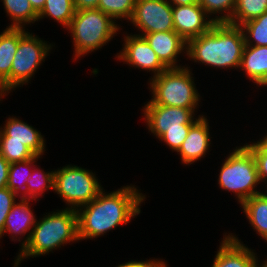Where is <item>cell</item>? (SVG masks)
<instances>
[{
  "mask_svg": "<svg viewBox=\"0 0 267 267\" xmlns=\"http://www.w3.org/2000/svg\"><path fill=\"white\" fill-rule=\"evenodd\" d=\"M172 6H186L194 3H198L199 0H168Z\"/></svg>",
  "mask_w": 267,
  "mask_h": 267,
  "instance_id": "36",
  "label": "cell"
},
{
  "mask_svg": "<svg viewBox=\"0 0 267 267\" xmlns=\"http://www.w3.org/2000/svg\"><path fill=\"white\" fill-rule=\"evenodd\" d=\"M192 124H182V128L167 129L158 139L164 141L172 151H178L187 137Z\"/></svg>",
  "mask_w": 267,
  "mask_h": 267,
  "instance_id": "30",
  "label": "cell"
},
{
  "mask_svg": "<svg viewBox=\"0 0 267 267\" xmlns=\"http://www.w3.org/2000/svg\"><path fill=\"white\" fill-rule=\"evenodd\" d=\"M119 25L100 9L77 10L67 28L74 43V58L102 48L117 31Z\"/></svg>",
  "mask_w": 267,
  "mask_h": 267,
  "instance_id": "4",
  "label": "cell"
},
{
  "mask_svg": "<svg viewBox=\"0 0 267 267\" xmlns=\"http://www.w3.org/2000/svg\"><path fill=\"white\" fill-rule=\"evenodd\" d=\"M262 145H264L265 147H267V135L265 137H263L262 139H260L259 141Z\"/></svg>",
  "mask_w": 267,
  "mask_h": 267,
  "instance_id": "39",
  "label": "cell"
},
{
  "mask_svg": "<svg viewBox=\"0 0 267 267\" xmlns=\"http://www.w3.org/2000/svg\"><path fill=\"white\" fill-rule=\"evenodd\" d=\"M192 75L190 69L183 66L167 68L159 75L151 77V101L163 106L197 109L200 95Z\"/></svg>",
  "mask_w": 267,
  "mask_h": 267,
  "instance_id": "5",
  "label": "cell"
},
{
  "mask_svg": "<svg viewBox=\"0 0 267 267\" xmlns=\"http://www.w3.org/2000/svg\"><path fill=\"white\" fill-rule=\"evenodd\" d=\"M135 186H124L105 194L102 190L89 204L77 211L78 239H93L127 224L140 213L145 195Z\"/></svg>",
  "mask_w": 267,
  "mask_h": 267,
  "instance_id": "1",
  "label": "cell"
},
{
  "mask_svg": "<svg viewBox=\"0 0 267 267\" xmlns=\"http://www.w3.org/2000/svg\"><path fill=\"white\" fill-rule=\"evenodd\" d=\"M52 46L25 31V28H19V44L11 67V90L28 83L42 61H45Z\"/></svg>",
  "mask_w": 267,
  "mask_h": 267,
  "instance_id": "8",
  "label": "cell"
},
{
  "mask_svg": "<svg viewBox=\"0 0 267 267\" xmlns=\"http://www.w3.org/2000/svg\"><path fill=\"white\" fill-rule=\"evenodd\" d=\"M75 12L74 0H46L43 9L38 14V20L45 16L51 17L67 29Z\"/></svg>",
  "mask_w": 267,
  "mask_h": 267,
  "instance_id": "23",
  "label": "cell"
},
{
  "mask_svg": "<svg viewBox=\"0 0 267 267\" xmlns=\"http://www.w3.org/2000/svg\"><path fill=\"white\" fill-rule=\"evenodd\" d=\"M96 178L92 171L67 165L55 170L53 191L69 206L66 208L77 210L89 204L103 190Z\"/></svg>",
  "mask_w": 267,
  "mask_h": 267,
  "instance_id": "7",
  "label": "cell"
},
{
  "mask_svg": "<svg viewBox=\"0 0 267 267\" xmlns=\"http://www.w3.org/2000/svg\"><path fill=\"white\" fill-rule=\"evenodd\" d=\"M38 158L41 157L39 155H36L35 157L29 160L10 163L7 188H9L14 194L20 197V199H26V185L28 181V176L32 174V166H35L34 163Z\"/></svg>",
  "mask_w": 267,
  "mask_h": 267,
  "instance_id": "21",
  "label": "cell"
},
{
  "mask_svg": "<svg viewBox=\"0 0 267 267\" xmlns=\"http://www.w3.org/2000/svg\"><path fill=\"white\" fill-rule=\"evenodd\" d=\"M17 195L14 194L9 188L5 187L0 189V236L4 230V223L11 208L16 203Z\"/></svg>",
  "mask_w": 267,
  "mask_h": 267,
  "instance_id": "32",
  "label": "cell"
},
{
  "mask_svg": "<svg viewBox=\"0 0 267 267\" xmlns=\"http://www.w3.org/2000/svg\"><path fill=\"white\" fill-rule=\"evenodd\" d=\"M240 207L253 229L267 242V194L254 195L245 200Z\"/></svg>",
  "mask_w": 267,
  "mask_h": 267,
  "instance_id": "20",
  "label": "cell"
},
{
  "mask_svg": "<svg viewBox=\"0 0 267 267\" xmlns=\"http://www.w3.org/2000/svg\"><path fill=\"white\" fill-rule=\"evenodd\" d=\"M143 37L167 68L182 67L177 64V57L186 51L187 42L174 30L144 34Z\"/></svg>",
  "mask_w": 267,
  "mask_h": 267,
  "instance_id": "15",
  "label": "cell"
},
{
  "mask_svg": "<svg viewBox=\"0 0 267 267\" xmlns=\"http://www.w3.org/2000/svg\"><path fill=\"white\" fill-rule=\"evenodd\" d=\"M198 3L208 15L221 13L222 16L213 18L215 22H228L235 11L236 0H199Z\"/></svg>",
  "mask_w": 267,
  "mask_h": 267,
  "instance_id": "29",
  "label": "cell"
},
{
  "mask_svg": "<svg viewBox=\"0 0 267 267\" xmlns=\"http://www.w3.org/2000/svg\"><path fill=\"white\" fill-rule=\"evenodd\" d=\"M256 254L232 235L223 237L212 267H255Z\"/></svg>",
  "mask_w": 267,
  "mask_h": 267,
  "instance_id": "14",
  "label": "cell"
},
{
  "mask_svg": "<svg viewBox=\"0 0 267 267\" xmlns=\"http://www.w3.org/2000/svg\"><path fill=\"white\" fill-rule=\"evenodd\" d=\"M10 163L0 154V189L7 187Z\"/></svg>",
  "mask_w": 267,
  "mask_h": 267,
  "instance_id": "34",
  "label": "cell"
},
{
  "mask_svg": "<svg viewBox=\"0 0 267 267\" xmlns=\"http://www.w3.org/2000/svg\"><path fill=\"white\" fill-rule=\"evenodd\" d=\"M116 267H167L166 262L160 261L158 259H152L147 261H128L126 263L120 264Z\"/></svg>",
  "mask_w": 267,
  "mask_h": 267,
  "instance_id": "33",
  "label": "cell"
},
{
  "mask_svg": "<svg viewBox=\"0 0 267 267\" xmlns=\"http://www.w3.org/2000/svg\"><path fill=\"white\" fill-rule=\"evenodd\" d=\"M54 173L55 171L44 172V170L36 169L34 166L32 174L28 176L26 199L37 201L36 199L45 190L54 189Z\"/></svg>",
  "mask_w": 267,
  "mask_h": 267,
  "instance_id": "26",
  "label": "cell"
},
{
  "mask_svg": "<svg viewBox=\"0 0 267 267\" xmlns=\"http://www.w3.org/2000/svg\"><path fill=\"white\" fill-rule=\"evenodd\" d=\"M218 184L221 189L234 192L240 204L261 193L255 189L260 184L256 161L245 145L228 155L220 169Z\"/></svg>",
  "mask_w": 267,
  "mask_h": 267,
  "instance_id": "6",
  "label": "cell"
},
{
  "mask_svg": "<svg viewBox=\"0 0 267 267\" xmlns=\"http://www.w3.org/2000/svg\"><path fill=\"white\" fill-rule=\"evenodd\" d=\"M136 0H99L97 9L115 19L128 20L131 18Z\"/></svg>",
  "mask_w": 267,
  "mask_h": 267,
  "instance_id": "28",
  "label": "cell"
},
{
  "mask_svg": "<svg viewBox=\"0 0 267 267\" xmlns=\"http://www.w3.org/2000/svg\"><path fill=\"white\" fill-rule=\"evenodd\" d=\"M124 39V47L116 58L135 68L153 71V77L167 69L143 36L130 34Z\"/></svg>",
  "mask_w": 267,
  "mask_h": 267,
  "instance_id": "11",
  "label": "cell"
},
{
  "mask_svg": "<svg viewBox=\"0 0 267 267\" xmlns=\"http://www.w3.org/2000/svg\"><path fill=\"white\" fill-rule=\"evenodd\" d=\"M265 12H267V0H236L235 11L227 23L241 26Z\"/></svg>",
  "mask_w": 267,
  "mask_h": 267,
  "instance_id": "24",
  "label": "cell"
},
{
  "mask_svg": "<svg viewBox=\"0 0 267 267\" xmlns=\"http://www.w3.org/2000/svg\"><path fill=\"white\" fill-rule=\"evenodd\" d=\"M6 95H7V92L3 89L2 84L0 83V98L2 99V97Z\"/></svg>",
  "mask_w": 267,
  "mask_h": 267,
  "instance_id": "38",
  "label": "cell"
},
{
  "mask_svg": "<svg viewBox=\"0 0 267 267\" xmlns=\"http://www.w3.org/2000/svg\"><path fill=\"white\" fill-rule=\"evenodd\" d=\"M12 24L8 27L24 28L25 25L38 21V14L29 0H1Z\"/></svg>",
  "mask_w": 267,
  "mask_h": 267,
  "instance_id": "22",
  "label": "cell"
},
{
  "mask_svg": "<svg viewBox=\"0 0 267 267\" xmlns=\"http://www.w3.org/2000/svg\"><path fill=\"white\" fill-rule=\"evenodd\" d=\"M144 106L147 128L156 138L167 129L182 128V124H193L198 119L194 117L195 109L158 105L151 100Z\"/></svg>",
  "mask_w": 267,
  "mask_h": 267,
  "instance_id": "10",
  "label": "cell"
},
{
  "mask_svg": "<svg viewBox=\"0 0 267 267\" xmlns=\"http://www.w3.org/2000/svg\"><path fill=\"white\" fill-rule=\"evenodd\" d=\"M240 69L258 86H267V46L245 45Z\"/></svg>",
  "mask_w": 267,
  "mask_h": 267,
  "instance_id": "18",
  "label": "cell"
},
{
  "mask_svg": "<svg viewBox=\"0 0 267 267\" xmlns=\"http://www.w3.org/2000/svg\"><path fill=\"white\" fill-rule=\"evenodd\" d=\"M257 265H258V266H257ZM255 267H267V260L264 261V263H262V265H260V266H259V264H258V260H256Z\"/></svg>",
  "mask_w": 267,
  "mask_h": 267,
  "instance_id": "40",
  "label": "cell"
},
{
  "mask_svg": "<svg viewBox=\"0 0 267 267\" xmlns=\"http://www.w3.org/2000/svg\"><path fill=\"white\" fill-rule=\"evenodd\" d=\"M245 46L243 30L227 22H216L209 31L187 41L188 58L216 68H240Z\"/></svg>",
  "mask_w": 267,
  "mask_h": 267,
  "instance_id": "2",
  "label": "cell"
},
{
  "mask_svg": "<svg viewBox=\"0 0 267 267\" xmlns=\"http://www.w3.org/2000/svg\"><path fill=\"white\" fill-rule=\"evenodd\" d=\"M244 145L252 152L255 158L260 182L267 184V147L259 141Z\"/></svg>",
  "mask_w": 267,
  "mask_h": 267,
  "instance_id": "31",
  "label": "cell"
},
{
  "mask_svg": "<svg viewBox=\"0 0 267 267\" xmlns=\"http://www.w3.org/2000/svg\"><path fill=\"white\" fill-rule=\"evenodd\" d=\"M51 213L39 221L36 219L28 243L20 250L14 267H18L25 258L45 255L79 240L76 210L65 208Z\"/></svg>",
  "mask_w": 267,
  "mask_h": 267,
  "instance_id": "3",
  "label": "cell"
},
{
  "mask_svg": "<svg viewBox=\"0 0 267 267\" xmlns=\"http://www.w3.org/2000/svg\"><path fill=\"white\" fill-rule=\"evenodd\" d=\"M208 120L204 115L191 125L189 133L177 151L180 154L182 163L190 165L206 155L211 144Z\"/></svg>",
  "mask_w": 267,
  "mask_h": 267,
  "instance_id": "13",
  "label": "cell"
},
{
  "mask_svg": "<svg viewBox=\"0 0 267 267\" xmlns=\"http://www.w3.org/2000/svg\"><path fill=\"white\" fill-rule=\"evenodd\" d=\"M129 21L142 31L139 36L174 30L172 5L168 0H136Z\"/></svg>",
  "mask_w": 267,
  "mask_h": 267,
  "instance_id": "9",
  "label": "cell"
},
{
  "mask_svg": "<svg viewBox=\"0 0 267 267\" xmlns=\"http://www.w3.org/2000/svg\"><path fill=\"white\" fill-rule=\"evenodd\" d=\"M199 3L172 6L174 31L186 42L209 31L216 23ZM206 18V19H205ZM209 19V20H208Z\"/></svg>",
  "mask_w": 267,
  "mask_h": 267,
  "instance_id": "12",
  "label": "cell"
},
{
  "mask_svg": "<svg viewBox=\"0 0 267 267\" xmlns=\"http://www.w3.org/2000/svg\"><path fill=\"white\" fill-rule=\"evenodd\" d=\"M19 44V28L7 27L0 34V83L11 91V67Z\"/></svg>",
  "mask_w": 267,
  "mask_h": 267,
  "instance_id": "19",
  "label": "cell"
},
{
  "mask_svg": "<svg viewBox=\"0 0 267 267\" xmlns=\"http://www.w3.org/2000/svg\"><path fill=\"white\" fill-rule=\"evenodd\" d=\"M30 201L29 199H24L21 198L18 203H15L14 206L11 208V211L8 213L7 218L4 223V230L0 238L5 233L11 234V238H13L11 241H16L15 239L18 238L17 241H20V236L18 235H23L25 236L27 233V237L23 240L21 243V248L22 249L29 240V237L31 235L32 229L36 223V216L33 215V212L30 208ZM16 236V237H15Z\"/></svg>",
  "mask_w": 267,
  "mask_h": 267,
  "instance_id": "16",
  "label": "cell"
},
{
  "mask_svg": "<svg viewBox=\"0 0 267 267\" xmlns=\"http://www.w3.org/2000/svg\"><path fill=\"white\" fill-rule=\"evenodd\" d=\"M0 154L9 163L29 160L36 156L22 142L9 141V137H0Z\"/></svg>",
  "mask_w": 267,
  "mask_h": 267,
  "instance_id": "27",
  "label": "cell"
},
{
  "mask_svg": "<svg viewBox=\"0 0 267 267\" xmlns=\"http://www.w3.org/2000/svg\"><path fill=\"white\" fill-rule=\"evenodd\" d=\"M99 0H74V6L77 10L96 9Z\"/></svg>",
  "mask_w": 267,
  "mask_h": 267,
  "instance_id": "35",
  "label": "cell"
},
{
  "mask_svg": "<svg viewBox=\"0 0 267 267\" xmlns=\"http://www.w3.org/2000/svg\"><path fill=\"white\" fill-rule=\"evenodd\" d=\"M240 27L243 30L245 45L267 46V12Z\"/></svg>",
  "mask_w": 267,
  "mask_h": 267,
  "instance_id": "25",
  "label": "cell"
},
{
  "mask_svg": "<svg viewBox=\"0 0 267 267\" xmlns=\"http://www.w3.org/2000/svg\"><path fill=\"white\" fill-rule=\"evenodd\" d=\"M5 123L4 127L0 128V137H9V141L22 142L35 155L44 154L46 145L41 132L16 117L8 118Z\"/></svg>",
  "mask_w": 267,
  "mask_h": 267,
  "instance_id": "17",
  "label": "cell"
},
{
  "mask_svg": "<svg viewBox=\"0 0 267 267\" xmlns=\"http://www.w3.org/2000/svg\"><path fill=\"white\" fill-rule=\"evenodd\" d=\"M34 11L39 14L45 5L46 0H29Z\"/></svg>",
  "mask_w": 267,
  "mask_h": 267,
  "instance_id": "37",
  "label": "cell"
}]
</instances>
